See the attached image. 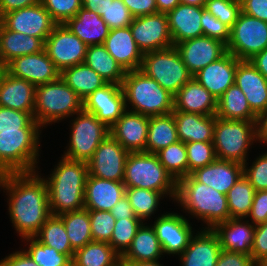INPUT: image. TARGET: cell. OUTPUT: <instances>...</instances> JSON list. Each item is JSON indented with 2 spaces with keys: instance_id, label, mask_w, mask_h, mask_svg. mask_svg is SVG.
I'll return each instance as SVG.
<instances>
[{
  "instance_id": "cell-23",
  "label": "cell",
  "mask_w": 267,
  "mask_h": 266,
  "mask_svg": "<svg viewBox=\"0 0 267 266\" xmlns=\"http://www.w3.org/2000/svg\"><path fill=\"white\" fill-rule=\"evenodd\" d=\"M103 46L125 72L141 68L143 53L132 36L130 26L110 30Z\"/></svg>"
},
{
  "instance_id": "cell-6",
  "label": "cell",
  "mask_w": 267,
  "mask_h": 266,
  "mask_svg": "<svg viewBox=\"0 0 267 266\" xmlns=\"http://www.w3.org/2000/svg\"><path fill=\"white\" fill-rule=\"evenodd\" d=\"M123 183L126 188H142L160 192L173 198L177 195V182L160 163L156 154L129 152Z\"/></svg>"
},
{
  "instance_id": "cell-27",
  "label": "cell",
  "mask_w": 267,
  "mask_h": 266,
  "mask_svg": "<svg viewBox=\"0 0 267 266\" xmlns=\"http://www.w3.org/2000/svg\"><path fill=\"white\" fill-rule=\"evenodd\" d=\"M126 186L116 182L88 175L85 183L84 208L87 210L111 211L125 196Z\"/></svg>"
},
{
  "instance_id": "cell-45",
  "label": "cell",
  "mask_w": 267,
  "mask_h": 266,
  "mask_svg": "<svg viewBox=\"0 0 267 266\" xmlns=\"http://www.w3.org/2000/svg\"><path fill=\"white\" fill-rule=\"evenodd\" d=\"M29 242L28 250L24 249L39 266H72V259L59 253L56 249L39 242L35 237H26Z\"/></svg>"
},
{
  "instance_id": "cell-26",
  "label": "cell",
  "mask_w": 267,
  "mask_h": 266,
  "mask_svg": "<svg viewBox=\"0 0 267 266\" xmlns=\"http://www.w3.org/2000/svg\"><path fill=\"white\" fill-rule=\"evenodd\" d=\"M191 237L188 246L179 255L182 266H216L221 246L212 229H205Z\"/></svg>"
},
{
  "instance_id": "cell-30",
  "label": "cell",
  "mask_w": 267,
  "mask_h": 266,
  "mask_svg": "<svg viewBox=\"0 0 267 266\" xmlns=\"http://www.w3.org/2000/svg\"><path fill=\"white\" fill-rule=\"evenodd\" d=\"M174 111L216 115L217 99L194 77L174 95Z\"/></svg>"
},
{
  "instance_id": "cell-61",
  "label": "cell",
  "mask_w": 267,
  "mask_h": 266,
  "mask_svg": "<svg viewBox=\"0 0 267 266\" xmlns=\"http://www.w3.org/2000/svg\"><path fill=\"white\" fill-rule=\"evenodd\" d=\"M111 214L115 220L119 219H139L136 217L132 206L126 196L122 197L117 204L111 209Z\"/></svg>"
},
{
  "instance_id": "cell-24",
  "label": "cell",
  "mask_w": 267,
  "mask_h": 266,
  "mask_svg": "<svg viewBox=\"0 0 267 266\" xmlns=\"http://www.w3.org/2000/svg\"><path fill=\"white\" fill-rule=\"evenodd\" d=\"M244 165L234 161L216 159L207 166L196 169L191 175L200 183L227 195L243 176Z\"/></svg>"
},
{
  "instance_id": "cell-12",
  "label": "cell",
  "mask_w": 267,
  "mask_h": 266,
  "mask_svg": "<svg viewBox=\"0 0 267 266\" xmlns=\"http://www.w3.org/2000/svg\"><path fill=\"white\" fill-rule=\"evenodd\" d=\"M87 45L64 24H57L45 40L44 49L56 68L64 69L85 61Z\"/></svg>"
},
{
  "instance_id": "cell-34",
  "label": "cell",
  "mask_w": 267,
  "mask_h": 266,
  "mask_svg": "<svg viewBox=\"0 0 267 266\" xmlns=\"http://www.w3.org/2000/svg\"><path fill=\"white\" fill-rule=\"evenodd\" d=\"M163 255L161 244L152 225L145 223L138 228L128 249L121 255V262L156 261Z\"/></svg>"
},
{
  "instance_id": "cell-68",
  "label": "cell",
  "mask_w": 267,
  "mask_h": 266,
  "mask_svg": "<svg viewBox=\"0 0 267 266\" xmlns=\"http://www.w3.org/2000/svg\"><path fill=\"white\" fill-rule=\"evenodd\" d=\"M206 1L207 0H180V3L201 7L205 5Z\"/></svg>"
},
{
  "instance_id": "cell-52",
  "label": "cell",
  "mask_w": 267,
  "mask_h": 266,
  "mask_svg": "<svg viewBox=\"0 0 267 266\" xmlns=\"http://www.w3.org/2000/svg\"><path fill=\"white\" fill-rule=\"evenodd\" d=\"M100 16L111 30L128 27L134 19L122 0H113Z\"/></svg>"
},
{
  "instance_id": "cell-1",
  "label": "cell",
  "mask_w": 267,
  "mask_h": 266,
  "mask_svg": "<svg viewBox=\"0 0 267 266\" xmlns=\"http://www.w3.org/2000/svg\"><path fill=\"white\" fill-rule=\"evenodd\" d=\"M41 177L37 171L0 175V187L9 197L10 219L22 238L34 237L52 215L48 187Z\"/></svg>"
},
{
  "instance_id": "cell-43",
  "label": "cell",
  "mask_w": 267,
  "mask_h": 266,
  "mask_svg": "<svg viewBox=\"0 0 267 266\" xmlns=\"http://www.w3.org/2000/svg\"><path fill=\"white\" fill-rule=\"evenodd\" d=\"M160 163L171 177L178 182L188 176V158L185 143L178 141L156 153Z\"/></svg>"
},
{
  "instance_id": "cell-41",
  "label": "cell",
  "mask_w": 267,
  "mask_h": 266,
  "mask_svg": "<svg viewBox=\"0 0 267 266\" xmlns=\"http://www.w3.org/2000/svg\"><path fill=\"white\" fill-rule=\"evenodd\" d=\"M59 217L63 220L66 233L71 247L76 251L93 241L89 210L81 209L73 212H66Z\"/></svg>"
},
{
  "instance_id": "cell-5",
  "label": "cell",
  "mask_w": 267,
  "mask_h": 266,
  "mask_svg": "<svg viewBox=\"0 0 267 266\" xmlns=\"http://www.w3.org/2000/svg\"><path fill=\"white\" fill-rule=\"evenodd\" d=\"M82 110L83 100L61 77L54 82L36 86L33 118L42 128Z\"/></svg>"
},
{
  "instance_id": "cell-16",
  "label": "cell",
  "mask_w": 267,
  "mask_h": 266,
  "mask_svg": "<svg viewBox=\"0 0 267 266\" xmlns=\"http://www.w3.org/2000/svg\"><path fill=\"white\" fill-rule=\"evenodd\" d=\"M4 70L9 75L25 79L35 86L54 82L60 78L61 74L45 49L35 54L12 59L4 66Z\"/></svg>"
},
{
  "instance_id": "cell-47",
  "label": "cell",
  "mask_w": 267,
  "mask_h": 266,
  "mask_svg": "<svg viewBox=\"0 0 267 266\" xmlns=\"http://www.w3.org/2000/svg\"><path fill=\"white\" fill-rule=\"evenodd\" d=\"M185 147L188 158V175L217 159L212 142H187Z\"/></svg>"
},
{
  "instance_id": "cell-32",
  "label": "cell",
  "mask_w": 267,
  "mask_h": 266,
  "mask_svg": "<svg viewBox=\"0 0 267 266\" xmlns=\"http://www.w3.org/2000/svg\"><path fill=\"white\" fill-rule=\"evenodd\" d=\"M64 25L87 46L103 45L111 30L98 13L88 11L83 7Z\"/></svg>"
},
{
  "instance_id": "cell-18",
  "label": "cell",
  "mask_w": 267,
  "mask_h": 266,
  "mask_svg": "<svg viewBox=\"0 0 267 266\" xmlns=\"http://www.w3.org/2000/svg\"><path fill=\"white\" fill-rule=\"evenodd\" d=\"M174 46L193 76L202 68L217 61L227 53V45L220 40L204 35L185 40Z\"/></svg>"
},
{
  "instance_id": "cell-35",
  "label": "cell",
  "mask_w": 267,
  "mask_h": 266,
  "mask_svg": "<svg viewBox=\"0 0 267 266\" xmlns=\"http://www.w3.org/2000/svg\"><path fill=\"white\" fill-rule=\"evenodd\" d=\"M178 141L175 118L172 113L149 117L145 152L156 154Z\"/></svg>"
},
{
  "instance_id": "cell-20",
  "label": "cell",
  "mask_w": 267,
  "mask_h": 266,
  "mask_svg": "<svg viewBox=\"0 0 267 266\" xmlns=\"http://www.w3.org/2000/svg\"><path fill=\"white\" fill-rule=\"evenodd\" d=\"M149 116L126 110L110 128V135L128 152H145Z\"/></svg>"
},
{
  "instance_id": "cell-53",
  "label": "cell",
  "mask_w": 267,
  "mask_h": 266,
  "mask_svg": "<svg viewBox=\"0 0 267 266\" xmlns=\"http://www.w3.org/2000/svg\"><path fill=\"white\" fill-rule=\"evenodd\" d=\"M243 175L255 191L267 190V151L259 155L249 168L244 165Z\"/></svg>"
},
{
  "instance_id": "cell-39",
  "label": "cell",
  "mask_w": 267,
  "mask_h": 266,
  "mask_svg": "<svg viewBox=\"0 0 267 266\" xmlns=\"http://www.w3.org/2000/svg\"><path fill=\"white\" fill-rule=\"evenodd\" d=\"M72 266H122L121 256L108 242L92 241L75 251Z\"/></svg>"
},
{
  "instance_id": "cell-13",
  "label": "cell",
  "mask_w": 267,
  "mask_h": 266,
  "mask_svg": "<svg viewBox=\"0 0 267 266\" xmlns=\"http://www.w3.org/2000/svg\"><path fill=\"white\" fill-rule=\"evenodd\" d=\"M130 29L143 54L174 46L169 31L167 13L157 12L135 17L130 24Z\"/></svg>"
},
{
  "instance_id": "cell-4",
  "label": "cell",
  "mask_w": 267,
  "mask_h": 266,
  "mask_svg": "<svg viewBox=\"0 0 267 266\" xmlns=\"http://www.w3.org/2000/svg\"><path fill=\"white\" fill-rule=\"evenodd\" d=\"M122 88L129 111L149 117L174 111V96L140 69L126 72Z\"/></svg>"
},
{
  "instance_id": "cell-69",
  "label": "cell",
  "mask_w": 267,
  "mask_h": 266,
  "mask_svg": "<svg viewBox=\"0 0 267 266\" xmlns=\"http://www.w3.org/2000/svg\"><path fill=\"white\" fill-rule=\"evenodd\" d=\"M256 266H267V256L256 263Z\"/></svg>"
},
{
  "instance_id": "cell-58",
  "label": "cell",
  "mask_w": 267,
  "mask_h": 266,
  "mask_svg": "<svg viewBox=\"0 0 267 266\" xmlns=\"http://www.w3.org/2000/svg\"><path fill=\"white\" fill-rule=\"evenodd\" d=\"M122 2L134 18L157 13L156 0H122Z\"/></svg>"
},
{
  "instance_id": "cell-56",
  "label": "cell",
  "mask_w": 267,
  "mask_h": 266,
  "mask_svg": "<svg viewBox=\"0 0 267 266\" xmlns=\"http://www.w3.org/2000/svg\"><path fill=\"white\" fill-rule=\"evenodd\" d=\"M251 223L258 225L267 221V190L256 191L249 215Z\"/></svg>"
},
{
  "instance_id": "cell-31",
  "label": "cell",
  "mask_w": 267,
  "mask_h": 266,
  "mask_svg": "<svg viewBox=\"0 0 267 266\" xmlns=\"http://www.w3.org/2000/svg\"><path fill=\"white\" fill-rule=\"evenodd\" d=\"M179 141L212 142L215 128V115L173 111Z\"/></svg>"
},
{
  "instance_id": "cell-33",
  "label": "cell",
  "mask_w": 267,
  "mask_h": 266,
  "mask_svg": "<svg viewBox=\"0 0 267 266\" xmlns=\"http://www.w3.org/2000/svg\"><path fill=\"white\" fill-rule=\"evenodd\" d=\"M42 39L8 30L0 22V64L5 66L12 59L44 50Z\"/></svg>"
},
{
  "instance_id": "cell-36",
  "label": "cell",
  "mask_w": 267,
  "mask_h": 266,
  "mask_svg": "<svg viewBox=\"0 0 267 266\" xmlns=\"http://www.w3.org/2000/svg\"><path fill=\"white\" fill-rule=\"evenodd\" d=\"M216 117L228 120H257V115L251 110L245 94L235 83L217 99Z\"/></svg>"
},
{
  "instance_id": "cell-44",
  "label": "cell",
  "mask_w": 267,
  "mask_h": 266,
  "mask_svg": "<svg viewBox=\"0 0 267 266\" xmlns=\"http://www.w3.org/2000/svg\"><path fill=\"white\" fill-rule=\"evenodd\" d=\"M125 196L136 217L142 222L156 212L160 199L164 198V194L160 192L142 188H126Z\"/></svg>"
},
{
  "instance_id": "cell-10",
  "label": "cell",
  "mask_w": 267,
  "mask_h": 266,
  "mask_svg": "<svg viewBox=\"0 0 267 266\" xmlns=\"http://www.w3.org/2000/svg\"><path fill=\"white\" fill-rule=\"evenodd\" d=\"M76 115L71 123L69 147L62 156L70 160L88 162L100 143L110 134V128L85 110Z\"/></svg>"
},
{
  "instance_id": "cell-42",
  "label": "cell",
  "mask_w": 267,
  "mask_h": 266,
  "mask_svg": "<svg viewBox=\"0 0 267 266\" xmlns=\"http://www.w3.org/2000/svg\"><path fill=\"white\" fill-rule=\"evenodd\" d=\"M255 192L254 187L243 175L226 195L230 218H247L252 207Z\"/></svg>"
},
{
  "instance_id": "cell-50",
  "label": "cell",
  "mask_w": 267,
  "mask_h": 266,
  "mask_svg": "<svg viewBox=\"0 0 267 266\" xmlns=\"http://www.w3.org/2000/svg\"><path fill=\"white\" fill-rule=\"evenodd\" d=\"M93 241L109 242L115 227V218L110 211L89 210Z\"/></svg>"
},
{
  "instance_id": "cell-29",
  "label": "cell",
  "mask_w": 267,
  "mask_h": 266,
  "mask_svg": "<svg viewBox=\"0 0 267 266\" xmlns=\"http://www.w3.org/2000/svg\"><path fill=\"white\" fill-rule=\"evenodd\" d=\"M35 89V85L4 70L0 77V106L34 113Z\"/></svg>"
},
{
  "instance_id": "cell-37",
  "label": "cell",
  "mask_w": 267,
  "mask_h": 266,
  "mask_svg": "<svg viewBox=\"0 0 267 266\" xmlns=\"http://www.w3.org/2000/svg\"><path fill=\"white\" fill-rule=\"evenodd\" d=\"M84 63L107 83L122 85L126 72L103 45H89Z\"/></svg>"
},
{
  "instance_id": "cell-2",
  "label": "cell",
  "mask_w": 267,
  "mask_h": 266,
  "mask_svg": "<svg viewBox=\"0 0 267 266\" xmlns=\"http://www.w3.org/2000/svg\"><path fill=\"white\" fill-rule=\"evenodd\" d=\"M55 167L50 177L44 178L48 187L51 214L59 216L84 209L87 162L70 160L62 156Z\"/></svg>"
},
{
  "instance_id": "cell-59",
  "label": "cell",
  "mask_w": 267,
  "mask_h": 266,
  "mask_svg": "<svg viewBox=\"0 0 267 266\" xmlns=\"http://www.w3.org/2000/svg\"><path fill=\"white\" fill-rule=\"evenodd\" d=\"M243 13L267 22V0H240Z\"/></svg>"
},
{
  "instance_id": "cell-66",
  "label": "cell",
  "mask_w": 267,
  "mask_h": 266,
  "mask_svg": "<svg viewBox=\"0 0 267 266\" xmlns=\"http://www.w3.org/2000/svg\"><path fill=\"white\" fill-rule=\"evenodd\" d=\"M180 4V0H156L157 12L168 13Z\"/></svg>"
},
{
  "instance_id": "cell-15",
  "label": "cell",
  "mask_w": 267,
  "mask_h": 266,
  "mask_svg": "<svg viewBox=\"0 0 267 266\" xmlns=\"http://www.w3.org/2000/svg\"><path fill=\"white\" fill-rule=\"evenodd\" d=\"M0 22L11 31L42 39L44 42L57 23L41 3L8 12Z\"/></svg>"
},
{
  "instance_id": "cell-7",
  "label": "cell",
  "mask_w": 267,
  "mask_h": 266,
  "mask_svg": "<svg viewBox=\"0 0 267 266\" xmlns=\"http://www.w3.org/2000/svg\"><path fill=\"white\" fill-rule=\"evenodd\" d=\"M40 131H0V175L37 171Z\"/></svg>"
},
{
  "instance_id": "cell-63",
  "label": "cell",
  "mask_w": 267,
  "mask_h": 266,
  "mask_svg": "<svg viewBox=\"0 0 267 266\" xmlns=\"http://www.w3.org/2000/svg\"><path fill=\"white\" fill-rule=\"evenodd\" d=\"M256 132L257 141L267 144V110L257 116Z\"/></svg>"
},
{
  "instance_id": "cell-22",
  "label": "cell",
  "mask_w": 267,
  "mask_h": 266,
  "mask_svg": "<svg viewBox=\"0 0 267 266\" xmlns=\"http://www.w3.org/2000/svg\"><path fill=\"white\" fill-rule=\"evenodd\" d=\"M239 61L233 54L227 52L217 61L202 68L193 77L216 99H219L234 84Z\"/></svg>"
},
{
  "instance_id": "cell-55",
  "label": "cell",
  "mask_w": 267,
  "mask_h": 266,
  "mask_svg": "<svg viewBox=\"0 0 267 266\" xmlns=\"http://www.w3.org/2000/svg\"><path fill=\"white\" fill-rule=\"evenodd\" d=\"M250 256L255 263L267 256V221L255 226Z\"/></svg>"
},
{
  "instance_id": "cell-25",
  "label": "cell",
  "mask_w": 267,
  "mask_h": 266,
  "mask_svg": "<svg viewBox=\"0 0 267 266\" xmlns=\"http://www.w3.org/2000/svg\"><path fill=\"white\" fill-rule=\"evenodd\" d=\"M217 235L222 250L251 254L255 225L249 220L230 218L212 228Z\"/></svg>"
},
{
  "instance_id": "cell-17",
  "label": "cell",
  "mask_w": 267,
  "mask_h": 266,
  "mask_svg": "<svg viewBox=\"0 0 267 266\" xmlns=\"http://www.w3.org/2000/svg\"><path fill=\"white\" fill-rule=\"evenodd\" d=\"M83 110L111 128L127 110L122 85L107 83L95 90L83 100Z\"/></svg>"
},
{
  "instance_id": "cell-28",
  "label": "cell",
  "mask_w": 267,
  "mask_h": 266,
  "mask_svg": "<svg viewBox=\"0 0 267 266\" xmlns=\"http://www.w3.org/2000/svg\"><path fill=\"white\" fill-rule=\"evenodd\" d=\"M204 6L180 3L167 13L173 45L203 35L201 17Z\"/></svg>"
},
{
  "instance_id": "cell-40",
  "label": "cell",
  "mask_w": 267,
  "mask_h": 266,
  "mask_svg": "<svg viewBox=\"0 0 267 266\" xmlns=\"http://www.w3.org/2000/svg\"><path fill=\"white\" fill-rule=\"evenodd\" d=\"M34 237L73 260L75 250L71 247L63 220L59 216L51 215Z\"/></svg>"
},
{
  "instance_id": "cell-70",
  "label": "cell",
  "mask_w": 267,
  "mask_h": 266,
  "mask_svg": "<svg viewBox=\"0 0 267 266\" xmlns=\"http://www.w3.org/2000/svg\"><path fill=\"white\" fill-rule=\"evenodd\" d=\"M3 72H4V66L0 64V77H1Z\"/></svg>"
},
{
  "instance_id": "cell-51",
  "label": "cell",
  "mask_w": 267,
  "mask_h": 266,
  "mask_svg": "<svg viewBox=\"0 0 267 266\" xmlns=\"http://www.w3.org/2000/svg\"><path fill=\"white\" fill-rule=\"evenodd\" d=\"M57 24H64L82 8V0H40Z\"/></svg>"
},
{
  "instance_id": "cell-65",
  "label": "cell",
  "mask_w": 267,
  "mask_h": 266,
  "mask_svg": "<svg viewBox=\"0 0 267 266\" xmlns=\"http://www.w3.org/2000/svg\"><path fill=\"white\" fill-rule=\"evenodd\" d=\"M112 1L113 0H82V7L100 15V11H103Z\"/></svg>"
},
{
  "instance_id": "cell-46",
  "label": "cell",
  "mask_w": 267,
  "mask_h": 266,
  "mask_svg": "<svg viewBox=\"0 0 267 266\" xmlns=\"http://www.w3.org/2000/svg\"><path fill=\"white\" fill-rule=\"evenodd\" d=\"M142 223L140 219L125 218L116 220L112 237L108 243L120 256L131 245L136 231Z\"/></svg>"
},
{
  "instance_id": "cell-67",
  "label": "cell",
  "mask_w": 267,
  "mask_h": 266,
  "mask_svg": "<svg viewBox=\"0 0 267 266\" xmlns=\"http://www.w3.org/2000/svg\"><path fill=\"white\" fill-rule=\"evenodd\" d=\"M159 260L146 262H121L122 266H163Z\"/></svg>"
},
{
  "instance_id": "cell-49",
  "label": "cell",
  "mask_w": 267,
  "mask_h": 266,
  "mask_svg": "<svg viewBox=\"0 0 267 266\" xmlns=\"http://www.w3.org/2000/svg\"><path fill=\"white\" fill-rule=\"evenodd\" d=\"M204 9L209 11L230 29L242 12L240 0H207Z\"/></svg>"
},
{
  "instance_id": "cell-11",
  "label": "cell",
  "mask_w": 267,
  "mask_h": 266,
  "mask_svg": "<svg viewBox=\"0 0 267 266\" xmlns=\"http://www.w3.org/2000/svg\"><path fill=\"white\" fill-rule=\"evenodd\" d=\"M267 48V22L241 12L230 29L227 52L239 60H250Z\"/></svg>"
},
{
  "instance_id": "cell-48",
  "label": "cell",
  "mask_w": 267,
  "mask_h": 266,
  "mask_svg": "<svg viewBox=\"0 0 267 266\" xmlns=\"http://www.w3.org/2000/svg\"><path fill=\"white\" fill-rule=\"evenodd\" d=\"M40 128L41 126L33 118V113L0 106V131Z\"/></svg>"
},
{
  "instance_id": "cell-60",
  "label": "cell",
  "mask_w": 267,
  "mask_h": 266,
  "mask_svg": "<svg viewBox=\"0 0 267 266\" xmlns=\"http://www.w3.org/2000/svg\"><path fill=\"white\" fill-rule=\"evenodd\" d=\"M0 266H39L25 251H16L0 260Z\"/></svg>"
},
{
  "instance_id": "cell-9",
  "label": "cell",
  "mask_w": 267,
  "mask_h": 266,
  "mask_svg": "<svg viewBox=\"0 0 267 266\" xmlns=\"http://www.w3.org/2000/svg\"><path fill=\"white\" fill-rule=\"evenodd\" d=\"M140 70L173 96L193 78L175 46L144 53Z\"/></svg>"
},
{
  "instance_id": "cell-38",
  "label": "cell",
  "mask_w": 267,
  "mask_h": 266,
  "mask_svg": "<svg viewBox=\"0 0 267 266\" xmlns=\"http://www.w3.org/2000/svg\"><path fill=\"white\" fill-rule=\"evenodd\" d=\"M60 77L84 100L107 82L85 63L64 69Z\"/></svg>"
},
{
  "instance_id": "cell-64",
  "label": "cell",
  "mask_w": 267,
  "mask_h": 266,
  "mask_svg": "<svg viewBox=\"0 0 267 266\" xmlns=\"http://www.w3.org/2000/svg\"><path fill=\"white\" fill-rule=\"evenodd\" d=\"M250 62L267 79V48L256 54Z\"/></svg>"
},
{
  "instance_id": "cell-19",
  "label": "cell",
  "mask_w": 267,
  "mask_h": 266,
  "mask_svg": "<svg viewBox=\"0 0 267 266\" xmlns=\"http://www.w3.org/2000/svg\"><path fill=\"white\" fill-rule=\"evenodd\" d=\"M152 227L161 244L163 253L180 255L194 235L187 220L178 213H165L158 217Z\"/></svg>"
},
{
  "instance_id": "cell-21",
  "label": "cell",
  "mask_w": 267,
  "mask_h": 266,
  "mask_svg": "<svg viewBox=\"0 0 267 266\" xmlns=\"http://www.w3.org/2000/svg\"><path fill=\"white\" fill-rule=\"evenodd\" d=\"M234 83L246 96L251 110L258 116L267 110V79L250 60H240Z\"/></svg>"
},
{
  "instance_id": "cell-62",
  "label": "cell",
  "mask_w": 267,
  "mask_h": 266,
  "mask_svg": "<svg viewBox=\"0 0 267 266\" xmlns=\"http://www.w3.org/2000/svg\"><path fill=\"white\" fill-rule=\"evenodd\" d=\"M40 3V0H0V18L12 11Z\"/></svg>"
},
{
  "instance_id": "cell-8",
  "label": "cell",
  "mask_w": 267,
  "mask_h": 266,
  "mask_svg": "<svg viewBox=\"0 0 267 266\" xmlns=\"http://www.w3.org/2000/svg\"><path fill=\"white\" fill-rule=\"evenodd\" d=\"M257 140L256 121L228 120L215 115L213 145L217 159L247 164V151Z\"/></svg>"
},
{
  "instance_id": "cell-3",
  "label": "cell",
  "mask_w": 267,
  "mask_h": 266,
  "mask_svg": "<svg viewBox=\"0 0 267 266\" xmlns=\"http://www.w3.org/2000/svg\"><path fill=\"white\" fill-rule=\"evenodd\" d=\"M176 202L206 223L205 229L230 219L227 196L198 182L191 174L177 182Z\"/></svg>"
},
{
  "instance_id": "cell-14",
  "label": "cell",
  "mask_w": 267,
  "mask_h": 266,
  "mask_svg": "<svg viewBox=\"0 0 267 266\" xmlns=\"http://www.w3.org/2000/svg\"><path fill=\"white\" fill-rule=\"evenodd\" d=\"M128 154L129 152L109 134L88 160V175L123 182Z\"/></svg>"
},
{
  "instance_id": "cell-54",
  "label": "cell",
  "mask_w": 267,
  "mask_h": 266,
  "mask_svg": "<svg viewBox=\"0 0 267 266\" xmlns=\"http://www.w3.org/2000/svg\"><path fill=\"white\" fill-rule=\"evenodd\" d=\"M201 26L204 36L220 40L225 45L229 43L230 28L219 21L206 9H203L202 12Z\"/></svg>"
},
{
  "instance_id": "cell-57",
  "label": "cell",
  "mask_w": 267,
  "mask_h": 266,
  "mask_svg": "<svg viewBox=\"0 0 267 266\" xmlns=\"http://www.w3.org/2000/svg\"><path fill=\"white\" fill-rule=\"evenodd\" d=\"M216 266H256V263L249 255L221 250Z\"/></svg>"
}]
</instances>
